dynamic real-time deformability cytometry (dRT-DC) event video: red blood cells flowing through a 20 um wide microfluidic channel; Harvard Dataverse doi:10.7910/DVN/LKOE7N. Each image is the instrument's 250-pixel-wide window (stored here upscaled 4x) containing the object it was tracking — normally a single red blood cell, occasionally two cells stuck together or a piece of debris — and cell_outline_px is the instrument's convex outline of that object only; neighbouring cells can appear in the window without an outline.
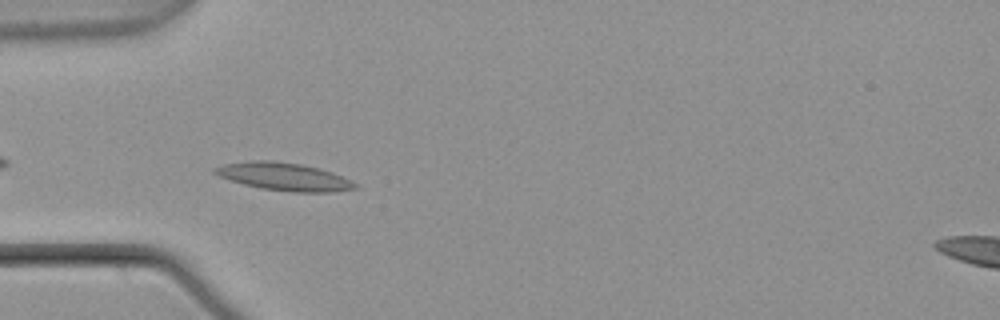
{"species": "common noctule bat (a hibernating species)", "species_latin": "Nyctalus noctula", "temperature_condition": "warm", "stored_images_in_passage": 36, "camera_frame_rate_fps": 3000, "um_per_image_px": 0.085, "animal": {"sex": "male", "body_mass_g": 21.5, "forearm_length_mm": 52.0}, "frame": {"image": 1, "passage_image": 1, "time_ms": 0.0, "image_size_px": [1000, 320], "cell_outline_px": [[356, 188], [332, 192], [292, 192], [260, 188], [244, 184], [220, 176], [212, 172], [212, 168], [224, 164], [252, 160], [272, 160], [300, 164], [332, 172], [356, 184]], "centroid_in_image_um": [24.09, 15.01], "position_along_channel_um": 60.9, "area_um2": 22.37}, "authors_computed_cell_mechanics": {"area_um2": 19.1896, "velocity_mm_per_s": 3.7476, "shape_relaxation_time_tau1_ms": 5.7277, "shape_relaxation_time_tau2_ms": 7.8081, "deformation_change_tau1": 0.134, "deformation_change_tau2": 0.1263}}